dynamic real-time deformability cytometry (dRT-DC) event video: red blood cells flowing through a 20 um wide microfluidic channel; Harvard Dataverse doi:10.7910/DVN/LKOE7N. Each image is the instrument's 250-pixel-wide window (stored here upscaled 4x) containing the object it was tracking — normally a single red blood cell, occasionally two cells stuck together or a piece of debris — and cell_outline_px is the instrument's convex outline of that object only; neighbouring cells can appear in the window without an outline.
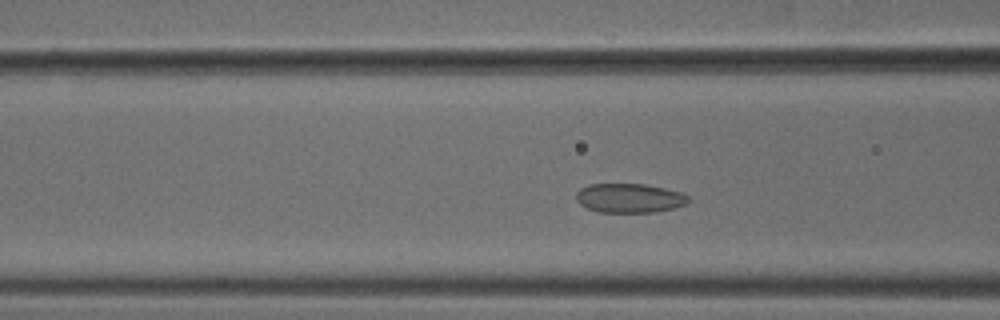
{"species": "common noctule bat (a hibernating species)", "species_latin": "Nyctalus noctula", "temperature_condition": "cold", "stored_images_in_passage": 47, "camera_frame_rate_fps": 3000, "um_per_image_px": 0.085, "animal": {"sex": "male", "body_mass_g": 18.8}, "frame": {"image": 1, "passage_image": 13, "time_ms": 4.0, "image_size_px": [1000, 320], "cell_outline_px": [[688, 200], [684, 204], [672, 208], [656, 212], [600, 212], [588, 208], [580, 204], [576, 200], [576, 192], [580, 188], [588, 184], [644, 184], [664, 188], [680, 192], [688, 196]], "centroid_in_image_um": [53.45, 16.83], "position_along_channel_um": 113.1, "area_um2": 18.96}}
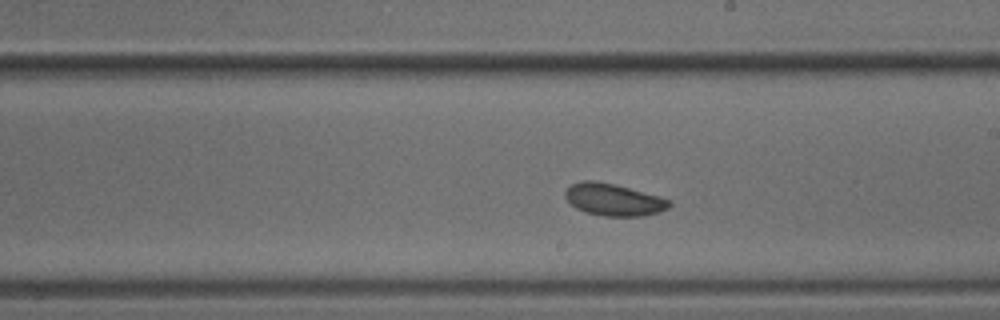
{"frame": {"image": 2, "passage_image": 23, "time_ms": 7.333, "image_size_px": [1000, 320], "cell_outline_px": [[672, 204], [668, 208], [644, 216], [604, 216], [584, 212], [576, 208], [564, 196], [564, 192], [572, 184], [584, 180], [592, 180], [612, 184], [628, 188], [672, 200]], "centroid_in_image_um": [52.14, 16.98], "position_along_channel_um": 236.9, "area_um2": 19.19}}
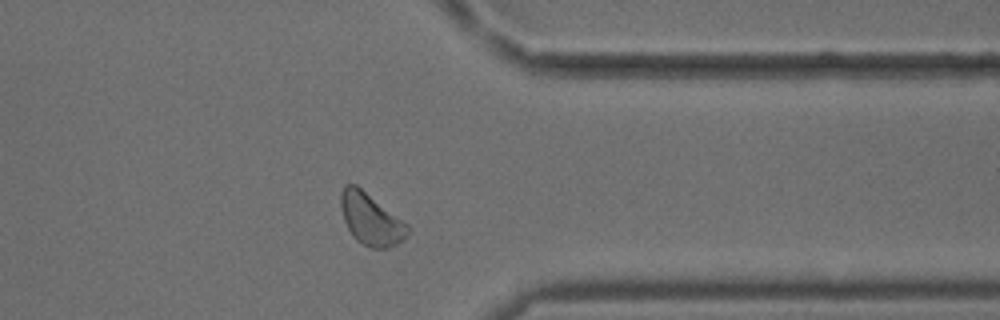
{"frame": {"image": 3, "passage_image": 35, "time_ms": 11.333, "image_size_px": [1000, 320], "cell_outline_px": [[408, 236], [404, 240], [388, 248], [372, 248], [356, 240], [352, 236], [344, 220], [340, 204], [340, 192], [344, 184], [356, 184], [408, 224]], "centroid_in_image_um": [31.51, 18.62], "position_along_channel_um": 379.9, "area_um2": 20.11}, "authors_computed_cell_mechanics": {"area_um2": 19.5942, "velocity_mm_per_s": 3.7089, "shape_relaxation_time_tau1_ms": null, "shape_relaxation_time_tau2_ms": 4.2173, "deformation_change_tau1": null, "deformation_change_tau2": 0.0773}}